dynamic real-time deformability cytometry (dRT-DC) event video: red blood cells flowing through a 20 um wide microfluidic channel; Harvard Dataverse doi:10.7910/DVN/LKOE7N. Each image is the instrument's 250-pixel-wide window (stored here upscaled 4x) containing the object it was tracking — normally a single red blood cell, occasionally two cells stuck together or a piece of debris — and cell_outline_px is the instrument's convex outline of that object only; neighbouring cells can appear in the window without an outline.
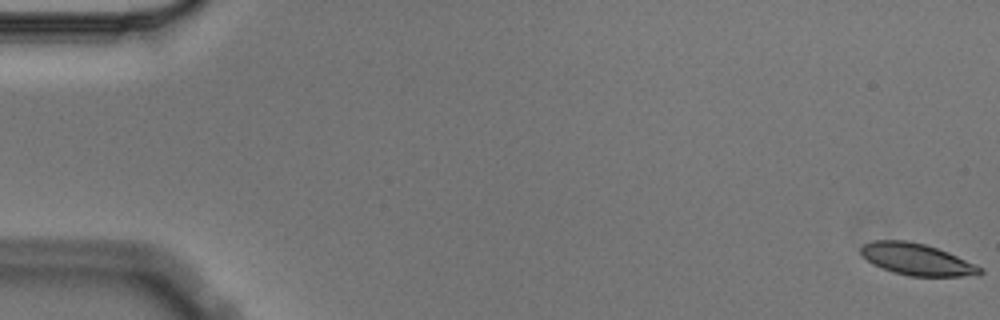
{"species": "Egyptian fruit bat (a non-hibernating species)", "species_latin": "Rousettus aegyptiacus", "temperature_condition": "cold", "stored_images_in_passage": 9, "segment_of_instrument_passage": [1, 2], "camera_frame_rate_fps": 3000, "um_per_image_px": 0.085, "animal": {"sex": "male"}, "frame": {"image": 1, "passage_image": 1, "time_ms": 0.0, "image_size_px": [1000, 320], "cell_outline_px": [[984, 272], [980, 276], [908, 276], [892, 272], [872, 264], [860, 252], [860, 248], [864, 244], [872, 240], [908, 240], [924, 244], [948, 252], [976, 264], [984, 268]], "centroid_in_image_um": [77.97, 22.05], "position_along_channel_um": 7.0, "area_um2": 22.2}}
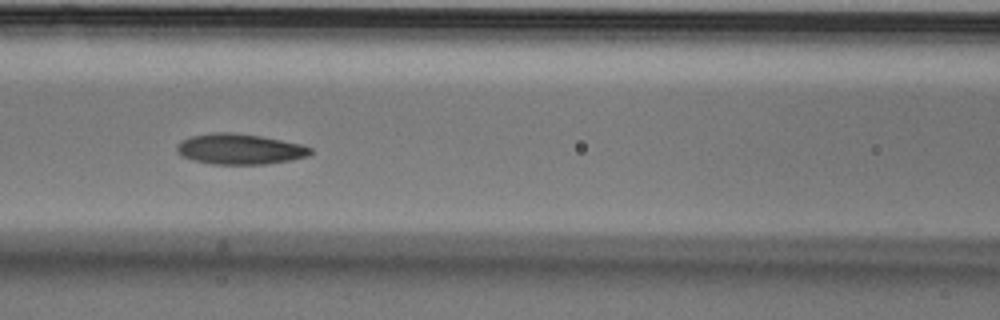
{"frame": {"image": 2, "passage_image": 8, "time_ms": 2.333, "image_size_px": [1000, 320], "cell_outline_px": [[312, 152], [308, 156], [292, 160], [264, 164], [212, 164], [192, 160], [176, 152], [176, 144], [180, 140], [192, 136], [212, 132], [232, 132], [260, 136], [300, 144], [312, 148]], "centroid_in_image_um": [20.34, 12.67], "position_along_channel_um": 146.3, "area_um2": 23.81}}